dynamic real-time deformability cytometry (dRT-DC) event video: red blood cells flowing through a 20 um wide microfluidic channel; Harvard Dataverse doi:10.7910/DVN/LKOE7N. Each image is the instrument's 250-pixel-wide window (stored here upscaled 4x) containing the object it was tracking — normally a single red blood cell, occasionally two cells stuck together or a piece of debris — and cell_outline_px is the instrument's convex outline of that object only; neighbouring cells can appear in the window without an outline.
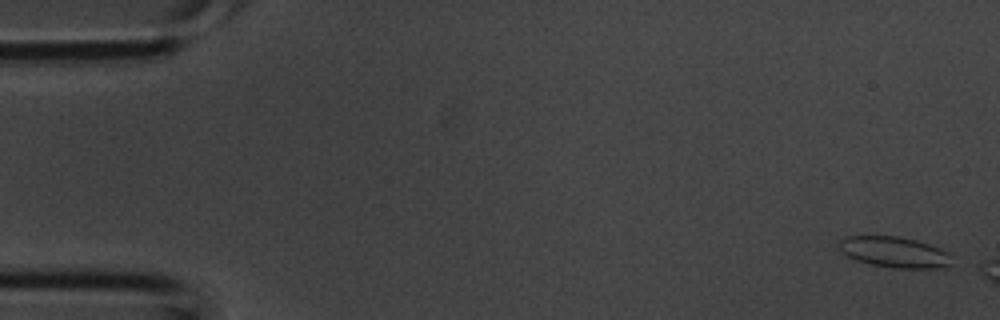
{"species": "common noctule bat (a hibernating species)", "species_latin": "Nyctalus noctula", "temperature_condition": "room temperature", "stored_images_in_passage": 5, "camera_frame_rate_fps": 3000, "um_per_image_px": 0.085, "animal": {"sex": "male", "body_mass_g": 20.1, "forearm_length_mm": 53.5}, "frame": {"image": 1, "passage_image": 1, "time_ms": 0.0, "image_size_px": [1000, 320], "cell_outline_px": [[952, 268], [892, 268], [872, 264], [856, 260], [848, 256], [836, 244], [840, 240], [848, 236], [900, 236], [916, 240], [940, 248], [948, 252], [952, 256]], "centroid_in_image_um": [76.09, 21.44], "position_along_channel_um": 8.9, "area_um2": 20.46}}